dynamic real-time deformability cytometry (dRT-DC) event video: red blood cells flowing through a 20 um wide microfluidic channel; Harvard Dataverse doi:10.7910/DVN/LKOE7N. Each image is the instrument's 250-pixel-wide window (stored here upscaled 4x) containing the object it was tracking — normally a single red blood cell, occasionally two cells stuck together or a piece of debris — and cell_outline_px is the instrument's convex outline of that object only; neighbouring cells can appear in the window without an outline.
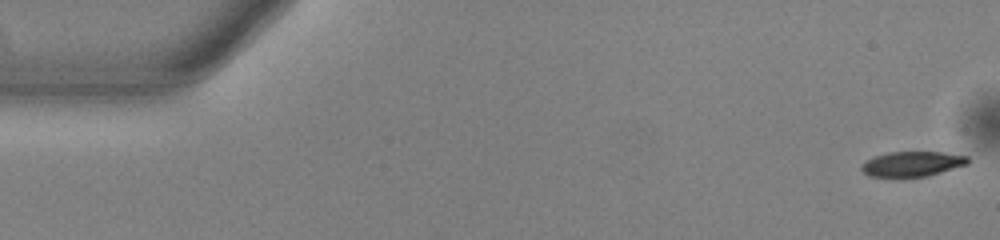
{"species": "common noctule bat (a hibernating species)", "species_latin": "Nyctalus noctula", "temperature_condition": "warm", "stored_images_in_passage": 53, "camera_frame_rate_fps": 3000, "um_per_image_px": 0.085, "animal": {"sex": "male", "body_mass_g": 13.0, "forearm_length_mm": 53.1}, "frame": {"image": 1, "passage_image": 1, "time_ms": 0.0, "image_size_px": [1000, 240], "cell_outline_px": [[968, 164], [928, 176], [868, 176], [860, 168], [868, 160], [876, 156], [888, 152], [944, 152], [968, 156]], "centroid_in_image_um": [77.58, 13.92], "position_along_channel_um": 7.4, "area_um2": 15.2}}
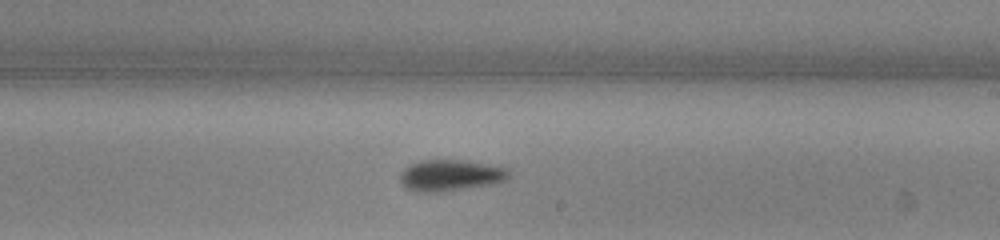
{"frame": {"image": 2, "passage_image": 31, "time_ms": 10.0, "image_size_px": [1000, 240], "cell_outline_px": [[508, 176], [504, 180], [496, 184], [440, 192], [416, 192], [408, 188], [400, 180], [400, 172], [404, 168], [420, 160], [464, 160], [488, 164], [508, 168]], "centroid_in_image_um": [38.29, 14.9], "position_along_channel_um": 250.7, "area_um2": 19.83}}
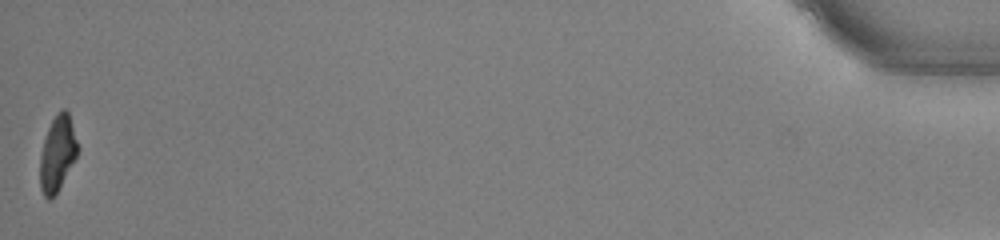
{"frame": {"image": 3, "passage_image": 53, "time_ms": 17.333, "image_size_px": [1000, 240], "cell_outline_px": [[80, 148], [60, 188], [52, 200], [48, 200], [44, 196], [40, 188], [40, 156], [44, 140], [48, 128], [56, 112], [60, 108], [64, 108], [68, 112]], "centroid_in_image_um": [4.89, 13.05], "position_along_channel_um": 430.3, "area_um2": 16.7}, "authors_computed_cell_mechanics": {"area_um2": 17.9758, "velocity_mm_per_s": 3.8578, "shape_relaxation_time_tau1_ms": 2.3148, "shape_relaxation_time_tau2_ms": null, "deformation_change_tau1": 0.135, "deformation_change_tau2": null}}